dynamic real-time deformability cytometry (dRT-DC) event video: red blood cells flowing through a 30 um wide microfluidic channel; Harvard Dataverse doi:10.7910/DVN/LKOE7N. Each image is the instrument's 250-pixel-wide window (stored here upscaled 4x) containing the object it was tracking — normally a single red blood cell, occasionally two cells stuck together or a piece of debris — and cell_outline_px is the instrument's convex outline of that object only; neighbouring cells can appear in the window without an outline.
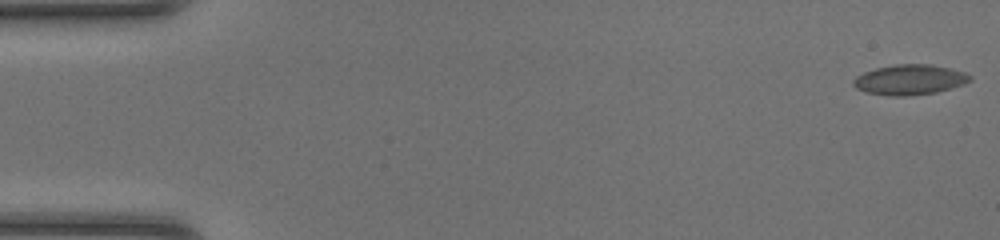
{"species": "common noctule bat (a hibernating species)", "species_latin": "Nyctalus noctula", "temperature_condition": "room temperature", "stored_images_in_passage": 23, "camera_frame_rate_fps": 3000, "um_per_image_px": 0.085, "animal": {"sex": "female", "body_mass_g": 20.0, "forearm_length_mm": 54.0}, "frame": {"image": 1, "passage_image": 1, "time_ms": 0.0, "image_size_px": [1000, 240], "cell_outline_px": [[972, 80], [964, 84], [952, 88], [936, 92], [908, 96], [888, 96], [864, 92], [856, 88], [852, 84], [852, 80], [856, 76], [864, 72], [876, 68], [896, 64], [932, 64], [964, 72], [972, 76]], "centroid_in_image_um": [77.31, 6.78], "position_along_channel_um": 7.7, "area_um2": 20.69}}
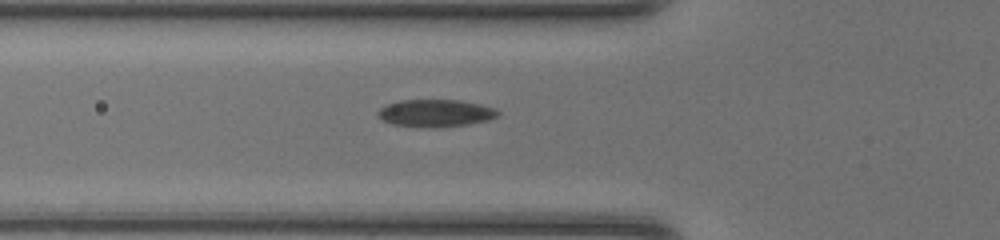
{"frame": {"image": 2, "passage_image": 17, "time_ms": 5.333, "image_size_px": [1000, 240], "cell_outline_px": [[500, 116], [488, 120], [468, 124], [440, 128], [392, 124], [380, 120], [376, 112], [380, 108], [388, 104], [400, 100], [460, 100], [480, 104], [496, 108], [500, 112]], "centroid_in_image_um": [37.04, 9.61], "position_along_channel_um": 88.8, "area_um2": 19.31}}
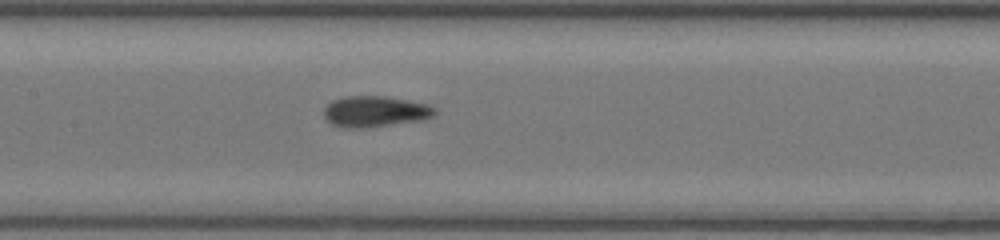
{"frame": {"image": 3, "passage_image": 23, "time_ms": 7.333, "image_size_px": [1000, 240], "cell_outline_px": [[436, 112], [432, 116], [424, 120], [364, 128], [340, 128], [324, 120], [324, 108], [332, 100], [348, 96], [384, 96], [408, 100], [428, 104], [436, 108]], "centroid_in_image_um": [31.86, 9.49], "position_along_channel_um": 175.5, "area_um2": 20.23}}